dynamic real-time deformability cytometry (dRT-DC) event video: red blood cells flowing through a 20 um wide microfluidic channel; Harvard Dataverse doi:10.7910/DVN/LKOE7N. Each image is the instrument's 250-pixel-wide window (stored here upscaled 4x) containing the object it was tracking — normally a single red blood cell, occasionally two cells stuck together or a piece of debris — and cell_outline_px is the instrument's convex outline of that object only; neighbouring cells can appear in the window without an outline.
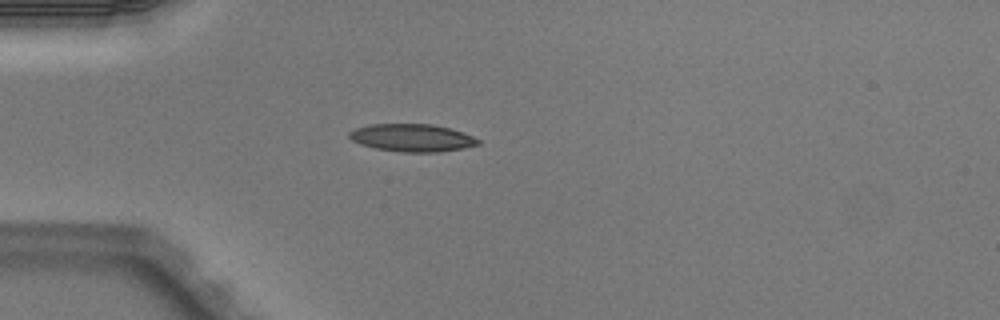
{"species": "Egyptian fruit bat (a non-hibernating species)", "species_latin": "Rousettus aegyptiacus", "temperature_condition": "warm", "stored_images_in_passage": 1, "camera_frame_rate_fps": 3000, "um_per_image_px": 0.085, "animal": {"sex": "male"}, "frame": {"image": 1, "passage_image": 1, "time_ms": 0.0, "image_size_px": [1000, 320], "cell_outline_px": [[480, 144], [464, 148], [436, 152], [400, 152], [376, 148], [360, 144], [352, 140], [348, 136], [348, 132], [356, 128], [372, 124], [432, 124], [448, 128], [472, 136], [480, 140]], "centroid_in_image_um": [35.01, 11.71], "position_along_channel_um": 50.0, "area_um2": 20.58}}